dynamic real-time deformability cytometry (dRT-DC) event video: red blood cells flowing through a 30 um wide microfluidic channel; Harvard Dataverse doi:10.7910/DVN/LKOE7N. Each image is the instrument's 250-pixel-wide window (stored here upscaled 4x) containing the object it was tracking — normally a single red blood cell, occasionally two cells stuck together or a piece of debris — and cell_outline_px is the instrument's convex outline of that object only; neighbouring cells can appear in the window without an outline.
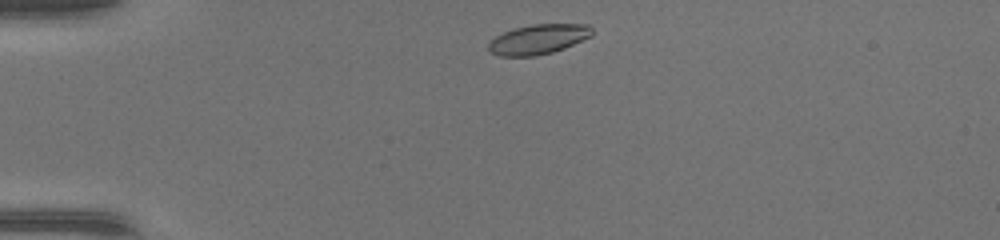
{"species": "common noctule bat (a hibernating species)", "species_latin": "Nyctalus noctula", "temperature_condition": "warm", "stored_images_in_passage": 36, "camera_frame_rate_fps": 3000, "um_per_image_px": 0.085, "animal": {"sex": "female", "body_mass_g": 17.0, "forearm_length_mm": 48.0}, "frame": {"image": 1, "passage_image": 1, "time_ms": 0.0, "image_size_px": [1000, 240], "cell_outline_px": [[592, 36], [564, 48], [552, 52], [536, 56], [500, 56], [492, 52], [488, 48], [488, 44], [496, 36], [512, 28], [532, 24], [588, 24], [592, 28]], "centroid_in_image_um": [45.77, 3.33], "position_along_channel_um": 39.2, "area_um2": 17.98}}
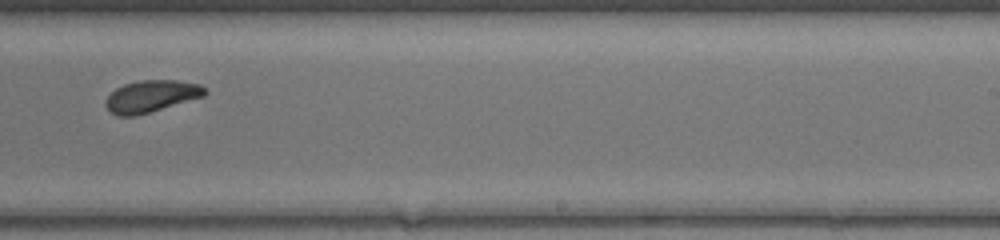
{"frame": {"image": 2, "passage_image": 20, "time_ms": 6.333, "image_size_px": [1000, 240], "cell_outline_px": [[208, 92], [204, 96], [136, 116], [116, 116], [104, 104], [104, 100], [116, 88], [124, 84], [140, 80], [176, 80], [200, 84]], "centroid_in_image_um": [12.84, 8.18], "position_along_channel_um": 276.2, "area_um2": 18.38}}
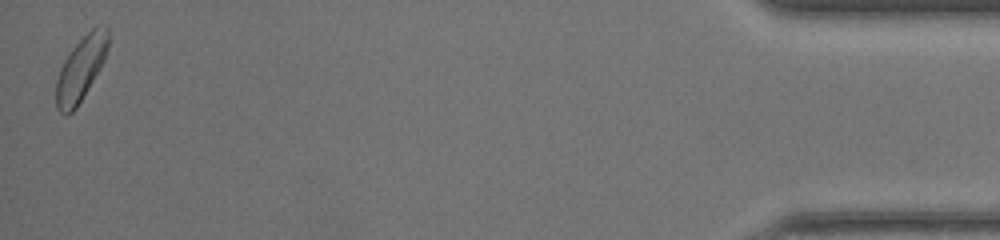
{"frame": {"image": 3, "passage_image": 36, "time_ms": 11.667, "image_size_px": [1000, 240], "cell_outline_px": [[108, 44], [104, 60], [100, 68], [76, 108], [68, 116], [64, 116], [56, 108], [56, 80], [60, 68], [64, 60], [72, 48], [96, 24], [104, 24], [108, 28]], "centroid_in_image_um": [6.86, 5.84], "position_along_channel_um": 428.3, "area_um2": 19.42}}